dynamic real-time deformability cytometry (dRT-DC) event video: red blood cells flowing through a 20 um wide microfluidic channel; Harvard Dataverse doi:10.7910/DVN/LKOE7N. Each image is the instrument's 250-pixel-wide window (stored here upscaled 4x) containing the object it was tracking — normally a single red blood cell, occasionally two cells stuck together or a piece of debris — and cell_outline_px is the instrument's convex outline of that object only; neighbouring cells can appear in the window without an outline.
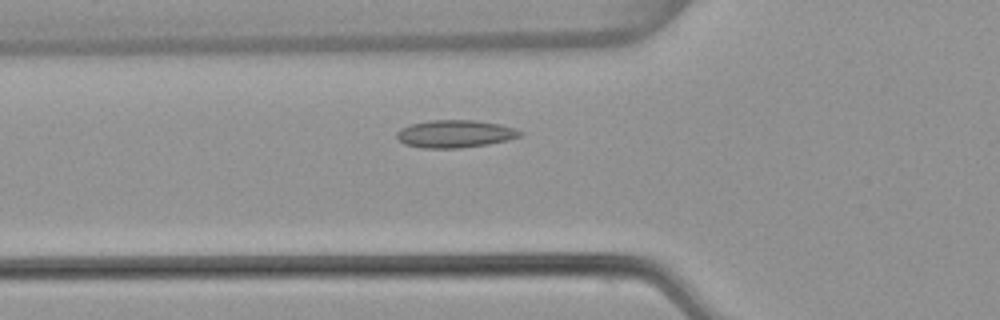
{"species": "common noctule bat (a hibernating species)", "species_latin": "Nyctalus noctula", "temperature_condition": "warm", "stored_images_in_passage": 47, "camera_frame_rate_fps": 3000, "um_per_image_px": 0.085, "animal": {"sex": "female", "body_mass_g": 22.7, "forearm_length_mm": 54.2}, "frame": {"image": 1, "passage_image": 12, "time_ms": 3.667, "image_size_px": [1000, 320], "cell_outline_px": [[524, 132], [520, 136], [508, 140], [488, 144], [460, 148], [420, 148], [404, 144], [396, 136], [396, 132], [400, 128], [408, 124], [432, 120], [472, 120], [500, 124], [516, 128]], "centroid_in_image_um": [38.67, 11.37], "position_along_channel_um": 87.1, "area_um2": 20.0}}
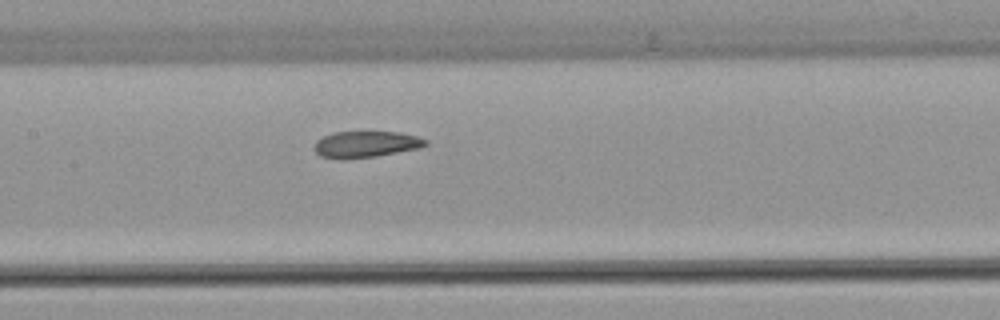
{"frame": {"image": 2, "passage_image": 19, "time_ms": 6.0, "image_size_px": [1000, 320], "cell_outline_px": [[428, 144], [420, 148], [376, 156], [344, 160], [340, 160], [320, 156], [312, 148], [316, 140], [332, 132], [400, 132], [416, 136], [428, 140]], "centroid_in_image_um": [31.06, 12.27], "position_along_channel_um": 176.3, "area_um2": 17.34}}
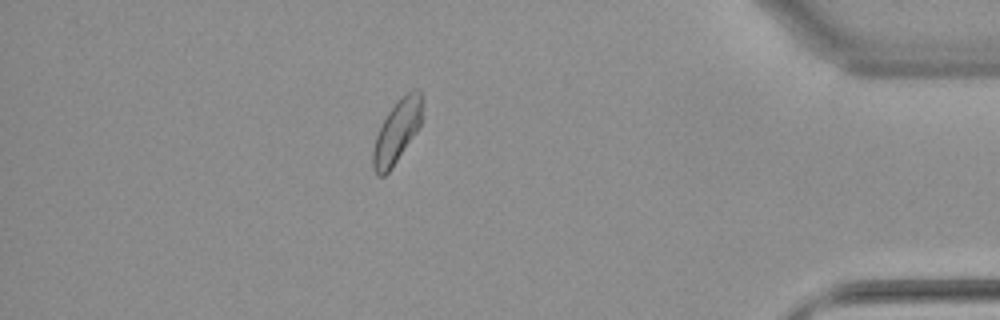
{"frame": {"image": 3, "passage_image": 40, "time_ms": 13.0, "image_size_px": [1000, 320], "cell_outline_px": [[420, 128], [392, 168], [384, 176], [376, 176], [372, 168], [372, 152], [376, 136], [388, 112], [396, 100], [400, 96], [416, 88], [420, 92]], "centroid_in_image_um": [33.7, 11.23], "position_along_channel_um": 401.5, "area_um2": 17.92}, "authors_computed_cell_mechanics": {"area_um2": 18.2648, "velocity_mm_per_s": 3.8029, "shape_relaxation_time_tau1_ms": 10.8307, "shape_relaxation_time_tau2_ms": 2.6236, "deformation_change_tau1": 0.1603, "deformation_change_tau2": 0.0757}}